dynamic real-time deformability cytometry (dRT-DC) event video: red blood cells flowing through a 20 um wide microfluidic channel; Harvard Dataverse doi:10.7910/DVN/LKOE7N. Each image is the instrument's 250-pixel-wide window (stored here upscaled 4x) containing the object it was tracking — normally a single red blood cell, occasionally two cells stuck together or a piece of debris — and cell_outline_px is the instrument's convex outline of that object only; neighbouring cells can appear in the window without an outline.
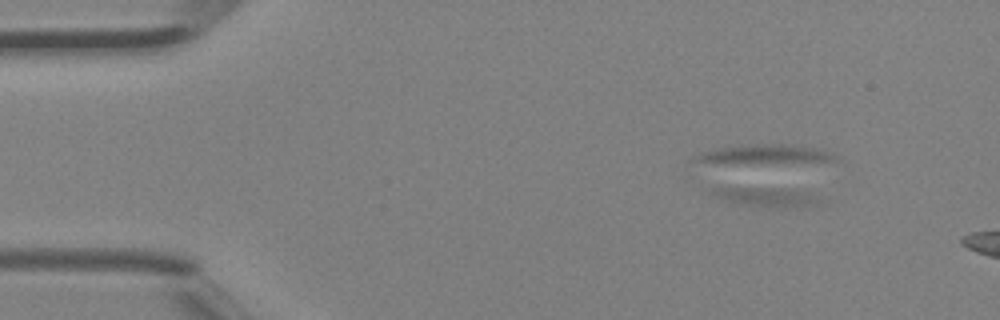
{"species": "Egyptian fruit bat (a non-hibernating species)", "species_latin": "Rousettus aegyptiacus", "temperature_condition": "room temperature", "stored_images_in_passage": 4, "camera_frame_rate_fps": 3000, "um_per_image_px": 0.085, "animal": {"sex": "female"}, "frame": {"image": 1, "passage_image": 2, "time_ms": 0.333, "image_size_px": [1000, 320], "cell_outline_px": [[820, 204], [804, 208], [784, 208], [740, 204], [712, 196], [708, 192], [708, 188], [788, 188], [804, 192], [820, 200]], "centroid_in_image_um": [65.13, 16.76], "position_along_channel_um": 19.9, "area_um2": 12.14}}